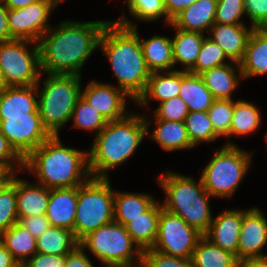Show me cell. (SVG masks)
Segmentation results:
<instances>
[{
  "mask_svg": "<svg viewBox=\"0 0 267 267\" xmlns=\"http://www.w3.org/2000/svg\"><path fill=\"white\" fill-rule=\"evenodd\" d=\"M225 59L229 60L224 51L209 36L205 37L195 66L189 72L200 75L214 67L228 64L224 62Z\"/></svg>",
  "mask_w": 267,
  "mask_h": 267,
  "instance_id": "obj_37",
  "label": "cell"
},
{
  "mask_svg": "<svg viewBox=\"0 0 267 267\" xmlns=\"http://www.w3.org/2000/svg\"><path fill=\"white\" fill-rule=\"evenodd\" d=\"M24 169L50 189L81 186L91 178L88 152L64 147L59 135H51L32 151L24 159Z\"/></svg>",
  "mask_w": 267,
  "mask_h": 267,
  "instance_id": "obj_3",
  "label": "cell"
},
{
  "mask_svg": "<svg viewBox=\"0 0 267 267\" xmlns=\"http://www.w3.org/2000/svg\"><path fill=\"white\" fill-rule=\"evenodd\" d=\"M162 209V204L156 202L148 211L132 219L125 225L126 231L130 234L132 241L142 252L152 249L155 244Z\"/></svg>",
  "mask_w": 267,
  "mask_h": 267,
  "instance_id": "obj_24",
  "label": "cell"
},
{
  "mask_svg": "<svg viewBox=\"0 0 267 267\" xmlns=\"http://www.w3.org/2000/svg\"><path fill=\"white\" fill-rule=\"evenodd\" d=\"M193 267H240V260L232 252L212 244L204 236L191 257Z\"/></svg>",
  "mask_w": 267,
  "mask_h": 267,
  "instance_id": "obj_32",
  "label": "cell"
},
{
  "mask_svg": "<svg viewBox=\"0 0 267 267\" xmlns=\"http://www.w3.org/2000/svg\"><path fill=\"white\" fill-rule=\"evenodd\" d=\"M260 124L261 116L258 108L240 99L234 102L233 118L227 138L231 135L235 137L250 135L259 128Z\"/></svg>",
  "mask_w": 267,
  "mask_h": 267,
  "instance_id": "obj_34",
  "label": "cell"
},
{
  "mask_svg": "<svg viewBox=\"0 0 267 267\" xmlns=\"http://www.w3.org/2000/svg\"><path fill=\"white\" fill-rule=\"evenodd\" d=\"M39 81L34 86H8L0 93V117H30V113H39Z\"/></svg>",
  "mask_w": 267,
  "mask_h": 267,
  "instance_id": "obj_19",
  "label": "cell"
},
{
  "mask_svg": "<svg viewBox=\"0 0 267 267\" xmlns=\"http://www.w3.org/2000/svg\"><path fill=\"white\" fill-rule=\"evenodd\" d=\"M36 243L37 252L54 255H67L79 244L73 231L55 226L42 233Z\"/></svg>",
  "mask_w": 267,
  "mask_h": 267,
  "instance_id": "obj_33",
  "label": "cell"
},
{
  "mask_svg": "<svg viewBox=\"0 0 267 267\" xmlns=\"http://www.w3.org/2000/svg\"><path fill=\"white\" fill-rule=\"evenodd\" d=\"M173 43L174 65L182 64L185 72H189L197 61L205 36L199 32L177 29Z\"/></svg>",
  "mask_w": 267,
  "mask_h": 267,
  "instance_id": "obj_31",
  "label": "cell"
},
{
  "mask_svg": "<svg viewBox=\"0 0 267 267\" xmlns=\"http://www.w3.org/2000/svg\"><path fill=\"white\" fill-rule=\"evenodd\" d=\"M0 241L20 266L37 252L36 238L18 222L0 233Z\"/></svg>",
  "mask_w": 267,
  "mask_h": 267,
  "instance_id": "obj_30",
  "label": "cell"
},
{
  "mask_svg": "<svg viewBox=\"0 0 267 267\" xmlns=\"http://www.w3.org/2000/svg\"><path fill=\"white\" fill-rule=\"evenodd\" d=\"M154 112L158 120L184 122L189 110L183 99L175 96L160 103Z\"/></svg>",
  "mask_w": 267,
  "mask_h": 267,
  "instance_id": "obj_42",
  "label": "cell"
},
{
  "mask_svg": "<svg viewBox=\"0 0 267 267\" xmlns=\"http://www.w3.org/2000/svg\"><path fill=\"white\" fill-rule=\"evenodd\" d=\"M109 178H90L78 186L74 236L78 242L114 221V191Z\"/></svg>",
  "mask_w": 267,
  "mask_h": 267,
  "instance_id": "obj_7",
  "label": "cell"
},
{
  "mask_svg": "<svg viewBox=\"0 0 267 267\" xmlns=\"http://www.w3.org/2000/svg\"><path fill=\"white\" fill-rule=\"evenodd\" d=\"M267 244V218L257 207L242 210V227L238 242V259L266 257L262 249Z\"/></svg>",
  "mask_w": 267,
  "mask_h": 267,
  "instance_id": "obj_14",
  "label": "cell"
},
{
  "mask_svg": "<svg viewBox=\"0 0 267 267\" xmlns=\"http://www.w3.org/2000/svg\"><path fill=\"white\" fill-rule=\"evenodd\" d=\"M108 22L66 20L57 28L50 27L38 41L42 74L81 76L80 69L99 46Z\"/></svg>",
  "mask_w": 267,
  "mask_h": 267,
  "instance_id": "obj_1",
  "label": "cell"
},
{
  "mask_svg": "<svg viewBox=\"0 0 267 267\" xmlns=\"http://www.w3.org/2000/svg\"><path fill=\"white\" fill-rule=\"evenodd\" d=\"M179 97L187 104L189 112L208 111L216 100L200 75L184 70H181Z\"/></svg>",
  "mask_w": 267,
  "mask_h": 267,
  "instance_id": "obj_27",
  "label": "cell"
},
{
  "mask_svg": "<svg viewBox=\"0 0 267 267\" xmlns=\"http://www.w3.org/2000/svg\"><path fill=\"white\" fill-rule=\"evenodd\" d=\"M245 15L243 0H217L215 23L236 25L243 24L240 20Z\"/></svg>",
  "mask_w": 267,
  "mask_h": 267,
  "instance_id": "obj_41",
  "label": "cell"
},
{
  "mask_svg": "<svg viewBox=\"0 0 267 267\" xmlns=\"http://www.w3.org/2000/svg\"><path fill=\"white\" fill-rule=\"evenodd\" d=\"M202 237V233L189 226L181 217L163 208L152 250L169 256L191 259L195 247Z\"/></svg>",
  "mask_w": 267,
  "mask_h": 267,
  "instance_id": "obj_11",
  "label": "cell"
},
{
  "mask_svg": "<svg viewBox=\"0 0 267 267\" xmlns=\"http://www.w3.org/2000/svg\"><path fill=\"white\" fill-rule=\"evenodd\" d=\"M243 78L267 73V28H255L239 63Z\"/></svg>",
  "mask_w": 267,
  "mask_h": 267,
  "instance_id": "obj_23",
  "label": "cell"
},
{
  "mask_svg": "<svg viewBox=\"0 0 267 267\" xmlns=\"http://www.w3.org/2000/svg\"><path fill=\"white\" fill-rule=\"evenodd\" d=\"M77 128L88 131H96L95 136L106 126L107 120L93 108L82 96L78 99L71 119Z\"/></svg>",
  "mask_w": 267,
  "mask_h": 267,
  "instance_id": "obj_36",
  "label": "cell"
},
{
  "mask_svg": "<svg viewBox=\"0 0 267 267\" xmlns=\"http://www.w3.org/2000/svg\"><path fill=\"white\" fill-rule=\"evenodd\" d=\"M79 244L66 255L65 267H94Z\"/></svg>",
  "mask_w": 267,
  "mask_h": 267,
  "instance_id": "obj_48",
  "label": "cell"
},
{
  "mask_svg": "<svg viewBox=\"0 0 267 267\" xmlns=\"http://www.w3.org/2000/svg\"><path fill=\"white\" fill-rule=\"evenodd\" d=\"M188 137L195 147L201 142H212L220 137L212 126L207 111L189 112L184 120Z\"/></svg>",
  "mask_w": 267,
  "mask_h": 267,
  "instance_id": "obj_35",
  "label": "cell"
},
{
  "mask_svg": "<svg viewBox=\"0 0 267 267\" xmlns=\"http://www.w3.org/2000/svg\"><path fill=\"white\" fill-rule=\"evenodd\" d=\"M140 38L137 26L123 15L106 24L99 42L118 81L117 87L134 101L144 92L151 75Z\"/></svg>",
  "mask_w": 267,
  "mask_h": 267,
  "instance_id": "obj_2",
  "label": "cell"
},
{
  "mask_svg": "<svg viewBox=\"0 0 267 267\" xmlns=\"http://www.w3.org/2000/svg\"><path fill=\"white\" fill-rule=\"evenodd\" d=\"M143 55L150 72L172 71L174 67L172 38L153 36L140 39Z\"/></svg>",
  "mask_w": 267,
  "mask_h": 267,
  "instance_id": "obj_26",
  "label": "cell"
},
{
  "mask_svg": "<svg viewBox=\"0 0 267 267\" xmlns=\"http://www.w3.org/2000/svg\"><path fill=\"white\" fill-rule=\"evenodd\" d=\"M201 174L205 190L213 197L231 198L251 166V153L232 142L214 152Z\"/></svg>",
  "mask_w": 267,
  "mask_h": 267,
  "instance_id": "obj_8",
  "label": "cell"
},
{
  "mask_svg": "<svg viewBox=\"0 0 267 267\" xmlns=\"http://www.w3.org/2000/svg\"><path fill=\"white\" fill-rule=\"evenodd\" d=\"M17 172H13L4 162H0V181H12Z\"/></svg>",
  "mask_w": 267,
  "mask_h": 267,
  "instance_id": "obj_54",
  "label": "cell"
},
{
  "mask_svg": "<svg viewBox=\"0 0 267 267\" xmlns=\"http://www.w3.org/2000/svg\"><path fill=\"white\" fill-rule=\"evenodd\" d=\"M16 198L18 217L46 215L50 188L16 177Z\"/></svg>",
  "mask_w": 267,
  "mask_h": 267,
  "instance_id": "obj_22",
  "label": "cell"
},
{
  "mask_svg": "<svg viewBox=\"0 0 267 267\" xmlns=\"http://www.w3.org/2000/svg\"><path fill=\"white\" fill-rule=\"evenodd\" d=\"M66 255L36 252L21 267H65Z\"/></svg>",
  "mask_w": 267,
  "mask_h": 267,
  "instance_id": "obj_46",
  "label": "cell"
},
{
  "mask_svg": "<svg viewBox=\"0 0 267 267\" xmlns=\"http://www.w3.org/2000/svg\"><path fill=\"white\" fill-rule=\"evenodd\" d=\"M265 142H266V145H267V133L265 135Z\"/></svg>",
  "mask_w": 267,
  "mask_h": 267,
  "instance_id": "obj_57",
  "label": "cell"
},
{
  "mask_svg": "<svg viewBox=\"0 0 267 267\" xmlns=\"http://www.w3.org/2000/svg\"><path fill=\"white\" fill-rule=\"evenodd\" d=\"M240 267H267V256L243 259L240 261Z\"/></svg>",
  "mask_w": 267,
  "mask_h": 267,
  "instance_id": "obj_52",
  "label": "cell"
},
{
  "mask_svg": "<svg viewBox=\"0 0 267 267\" xmlns=\"http://www.w3.org/2000/svg\"><path fill=\"white\" fill-rule=\"evenodd\" d=\"M0 267H21L0 241Z\"/></svg>",
  "mask_w": 267,
  "mask_h": 267,
  "instance_id": "obj_51",
  "label": "cell"
},
{
  "mask_svg": "<svg viewBox=\"0 0 267 267\" xmlns=\"http://www.w3.org/2000/svg\"><path fill=\"white\" fill-rule=\"evenodd\" d=\"M241 227L242 210L230 209L214 217L208 231L203 236L212 244L237 255L238 258Z\"/></svg>",
  "mask_w": 267,
  "mask_h": 267,
  "instance_id": "obj_16",
  "label": "cell"
},
{
  "mask_svg": "<svg viewBox=\"0 0 267 267\" xmlns=\"http://www.w3.org/2000/svg\"><path fill=\"white\" fill-rule=\"evenodd\" d=\"M11 181H0V193L5 189V187L10 183Z\"/></svg>",
  "mask_w": 267,
  "mask_h": 267,
  "instance_id": "obj_56",
  "label": "cell"
},
{
  "mask_svg": "<svg viewBox=\"0 0 267 267\" xmlns=\"http://www.w3.org/2000/svg\"><path fill=\"white\" fill-rule=\"evenodd\" d=\"M235 66H232L230 62L200 74L205 86L211 91L215 99L232 100L231 94L239 85V79L243 78L240 65L235 63ZM236 72L239 74H236Z\"/></svg>",
  "mask_w": 267,
  "mask_h": 267,
  "instance_id": "obj_25",
  "label": "cell"
},
{
  "mask_svg": "<svg viewBox=\"0 0 267 267\" xmlns=\"http://www.w3.org/2000/svg\"><path fill=\"white\" fill-rule=\"evenodd\" d=\"M78 186L72 188H52L48 201L46 218L51 226L73 231L76 219Z\"/></svg>",
  "mask_w": 267,
  "mask_h": 267,
  "instance_id": "obj_18",
  "label": "cell"
},
{
  "mask_svg": "<svg viewBox=\"0 0 267 267\" xmlns=\"http://www.w3.org/2000/svg\"><path fill=\"white\" fill-rule=\"evenodd\" d=\"M40 0H2L4 5L8 9H19L24 8L28 5L34 4Z\"/></svg>",
  "mask_w": 267,
  "mask_h": 267,
  "instance_id": "obj_53",
  "label": "cell"
},
{
  "mask_svg": "<svg viewBox=\"0 0 267 267\" xmlns=\"http://www.w3.org/2000/svg\"><path fill=\"white\" fill-rule=\"evenodd\" d=\"M245 14L255 28H267V0H243Z\"/></svg>",
  "mask_w": 267,
  "mask_h": 267,
  "instance_id": "obj_44",
  "label": "cell"
},
{
  "mask_svg": "<svg viewBox=\"0 0 267 267\" xmlns=\"http://www.w3.org/2000/svg\"><path fill=\"white\" fill-rule=\"evenodd\" d=\"M27 44H34V49H27ZM0 69L8 86L37 85L42 75L39 45L22 39L0 43Z\"/></svg>",
  "mask_w": 267,
  "mask_h": 267,
  "instance_id": "obj_10",
  "label": "cell"
},
{
  "mask_svg": "<svg viewBox=\"0 0 267 267\" xmlns=\"http://www.w3.org/2000/svg\"><path fill=\"white\" fill-rule=\"evenodd\" d=\"M198 0H164L167 17L172 20L182 10L194 4Z\"/></svg>",
  "mask_w": 267,
  "mask_h": 267,
  "instance_id": "obj_49",
  "label": "cell"
},
{
  "mask_svg": "<svg viewBox=\"0 0 267 267\" xmlns=\"http://www.w3.org/2000/svg\"><path fill=\"white\" fill-rule=\"evenodd\" d=\"M157 125L153 132L147 134L166 151L190 149L194 146L188 137L184 122L155 119Z\"/></svg>",
  "mask_w": 267,
  "mask_h": 267,
  "instance_id": "obj_29",
  "label": "cell"
},
{
  "mask_svg": "<svg viewBox=\"0 0 267 267\" xmlns=\"http://www.w3.org/2000/svg\"><path fill=\"white\" fill-rule=\"evenodd\" d=\"M181 87V70L152 72L144 92L136 100L137 105L148 106L149 99L162 103L179 96Z\"/></svg>",
  "mask_w": 267,
  "mask_h": 267,
  "instance_id": "obj_21",
  "label": "cell"
},
{
  "mask_svg": "<svg viewBox=\"0 0 267 267\" xmlns=\"http://www.w3.org/2000/svg\"><path fill=\"white\" fill-rule=\"evenodd\" d=\"M79 245L106 267H133L135 263L141 267L142 251L133 248L136 244L125 226L115 221L94 230Z\"/></svg>",
  "mask_w": 267,
  "mask_h": 267,
  "instance_id": "obj_9",
  "label": "cell"
},
{
  "mask_svg": "<svg viewBox=\"0 0 267 267\" xmlns=\"http://www.w3.org/2000/svg\"><path fill=\"white\" fill-rule=\"evenodd\" d=\"M253 30L252 26L247 28L244 24L214 23L209 30V38L224 51L229 61L239 64L244 57L247 42Z\"/></svg>",
  "mask_w": 267,
  "mask_h": 267,
  "instance_id": "obj_17",
  "label": "cell"
},
{
  "mask_svg": "<svg viewBox=\"0 0 267 267\" xmlns=\"http://www.w3.org/2000/svg\"><path fill=\"white\" fill-rule=\"evenodd\" d=\"M18 223L25 227L36 239L51 226L49 220L46 218V215L19 217Z\"/></svg>",
  "mask_w": 267,
  "mask_h": 267,
  "instance_id": "obj_47",
  "label": "cell"
},
{
  "mask_svg": "<svg viewBox=\"0 0 267 267\" xmlns=\"http://www.w3.org/2000/svg\"><path fill=\"white\" fill-rule=\"evenodd\" d=\"M0 162H4L13 172L24 169V159L9 144L7 138L0 132ZM18 163L19 165H15ZM20 167V169L17 168Z\"/></svg>",
  "mask_w": 267,
  "mask_h": 267,
  "instance_id": "obj_45",
  "label": "cell"
},
{
  "mask_svg": "<svg viewBox=\"0 0 267 267\" xmlns=\"http://www.w3.org/2000/svg\"><path fill=\"white\" fill-rule=\"evenodd\" d=\"M81 96L108 122L122 119L128 114L125 101L129 96L111 84L91 81L81 91Z\"/></svg>",
  "mask_w": 267,
  "mask_h": 267,
  "instance_id": "obj_15",
  "label": "cell"
},
{
  "mask_svg": "<svg viewBox=\"0 0 267 267\" xmlns=\"http://www.w3.org/2000/svg\"><path fill=\"white\" fill-rule=\"evenodd\" d=\"M131 16L142 21H153L165 17L166 23L171 20L167 17L164 0H125Z\"/></svg>",
  "mask_w": 267,
  "mask_h": 267,
  "instance_id": "obj_40",
  "label": "cell"
},
{
  "mask_svg": "<svg viewBox=\"0 0 267 267\" xmlns=\"http://www.w3.org/2000/svg\"><path fill=\"white\" fill-rule=\"evenodd\" d=\"M207 112L214 131L220 137L228 136L233 118L234 101L216 99Z\"/></svg>",
  "mask_w": 267,
  "mask_h": 267,
  "instance_id": "obj_39",
  "label": "cell"
},
{
  "mask_svg": "<svg viewBox=\"0 0 267 267\" xmlns=\"http://www.w3.org/2000/svg\"><path fill=\"white\" fill-rule=\"evenodd\" d=\"M7 15L8 8L0 0V43L11 40Z\"/></svg>",
  "mask_w": 267,
  "mask_h": 267,
  "instance_id": "obj_50",
  "label": "cell"
},
{
  "mask_svg": "<svg viewBox=\"0 0 267 267\" xmlns=\"http://www.w3.org/2000/svg\"><path fill=\"white\" fill-rule=\"evenodd\" d=\"M8 87L5 79H4V76H3V72L1 71L0 69V93L6 89Z\"/></svg>",
  "mask_w": 267,
  "mask_h": 267,
  "instance_id": "obj_55",
  "label": "cell"
},
{
  "mask_svg": "<svg viewBox=\"0 0 267 267\" xmlns=\"http://www.w3.org/2000/svg\"><path fill=\"white\" fill-rule=\"evenodd\" d=\"M217 0H198L177 14L170 26L192 32H209L215 23Z\"/></svg>",
  "mask_w": 267,
  "mask_h": 267,
  "instance_id": "obj_20",
  "label": "cell"
},
{
  "mask_svg": "<svg viewBox=\"0 0 267 267\" xmlns=\"http://www.w3.org/2000/svg\"><path fill=\"white\" fill-rule=\"evenodd\" d=\"M61 0H40L19 9H8L10 38L29 40L38 43L48 31V17Z\"/></svg>",
  "mask_w": 267,
  "mask_h": 267,
  "instance_id": "obj_12",
  "label": "cell"
},
{
  "mask_svg": "<svg viewBox=\"0 0 267 267\" xmlns=\"http://www.w3.org/2000/svg\"><path fill=\"white\" fill-rule=\"evenodd\" d=\"M44 86L37 94L38 110L43 126L51 135H59V129L71 119L81 97V76L75 74H47Z\"/></svg>",
  "mask_w": 267,
  "mask_h": 267,
  "instance_id": "obj_6",
  "label": "cell"
},
{
  "mask_svg": "<svg viewBox=\"0 0 267 267\" xmlns=\"http://www.w3.org/2000/svg\"><path fill=\"white\" fill-rule=\"evenodd\" d=\"M146 115L129 112L124 118L107 122L95 136L88 153V168L92 178H108L107 171L119 167L139 147L149 131Z\"/></svg>",
  "mask_w": 267,
  "mask_h": 267,
  "instance_id": "obj_4",
  "label": "cell"
},
{
  "mask_svg": "<svg viewBox=\"0 0 267 267\" xmlns=\"http://www.w3.org/2000/svg\"><path fill=\"white\" fill-rule=\"evenodd\" d=\"M0 132L23 159L51 136L39 113H30V117H0Z\"/></svg>",
  "mask_w": 267,
  "mask_h": 267,
  "instance_id": "obj_13",
  "label": "cell"
},
{
  "mask_svg": "<svg viewBox=\"0 0 267 267\" xmlns=\"http://www.w3.org/2000/svg\"><path fill=\"white\" fill-rule=\"evenodd\" d=\"M157 201L152 196L114 191V221L125 226L132 219L148 211Z\"/></svg>",
  "mask_w": 267,
  "mask_h": 267,
  "instance_id": "obj_28",
  "label": "cell"
},
{
  "mask_svg": "<svg viewBox=\"0 0 267 267\" xmlns=\"http://www.w3.org/2000/svg\"><path fill=\"white\" fill-rule=\"evenodd\" d=\"M141 267H193L191 259L162 254L148 249L142 252Z\"/></svg>",
  "mask_w": 267,
  "mask_h": 267,
  "instance_id": "obj_43",
  "label": "cell"
},
{
  "mask_svg": "<svg viewBox=\"0 0 267 267\" xmlns=\"http://www.w3.org/2000/svg\"><path fill=\"white\" fill-rule=\"evenodd\" d=\"M16 198V174L0 193V233L18 222Z\"/></svg>",
  "mask_w": 267,
  "mask_h": 267,
  "instance_id": "obj_38",
  "label": "cell"
},
{
  "mask_svg": "<svg viewBox=\"0 0 267 267\" xmlns=\"http://www.w3.org/2000/svg\"><path fill=\"white\" fill-rule=\"evenodd\" d=\"M157 181L166 194L163 208L204 235L213 219L209 207L212 196L205 190L201 179L196 183L190 176L168 171Z\"/></svg>",
  "mask_w": 267,
  "mask_h": 267,
  "instance_id": "obj_5",
  "label": "cell"
}]
</instances>
